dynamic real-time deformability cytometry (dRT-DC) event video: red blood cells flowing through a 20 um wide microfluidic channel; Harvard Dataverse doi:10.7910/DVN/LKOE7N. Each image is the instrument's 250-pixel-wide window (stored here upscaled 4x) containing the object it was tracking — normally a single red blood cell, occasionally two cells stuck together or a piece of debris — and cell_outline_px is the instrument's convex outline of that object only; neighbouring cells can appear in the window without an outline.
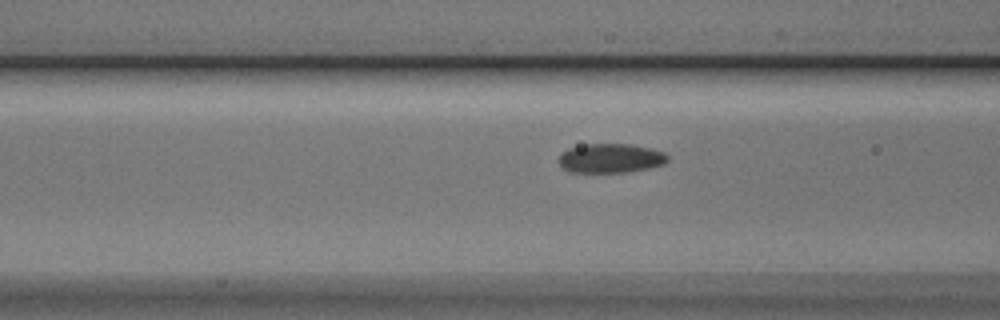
{"species": "Egyptian fruit bat (a non-hibernating species)", "species_latin": "Rousettus aegyptiacus", "temperature_condition": "cold", "stored_images_in_passage": 37, "camera_frame_rate_fps": 3000, "um_per_image_px": 0.085, "animal": {"sex": "male"}, "frame": {"image": 1, "passage_image": 4, "time_ms": 1.0, "image_size_px": [1000, 320], "cell_outline_px": [[668, 160], [664, 164], [648, 168], [624, 172], [568, 172], [560, 168], [556, 160], [560, 152], [568, 148], [584, 144], [632, 144], [652, 148], [664, 152], [668, 156]], "centroid_in_image_um": [51.83, 13.44], "position_along_channel_um": 114.8, "area_um2": 18.96}}
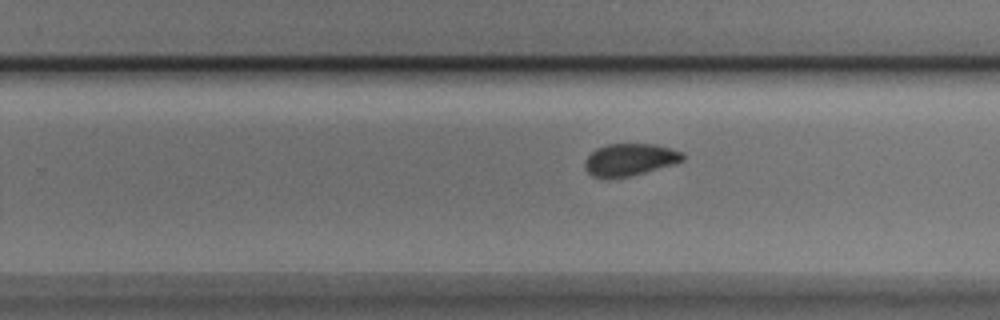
{"frame": {"image": 2, "passage_image": 17, "time_ms": 5.333, "image_size_px": [1000, 320], "cell_outline_px": [[684, 160], [672, 164], [632, 176], [604, 180], [592, 176], [584, 168], [584, 160], [596, 148], [608, 144], [652, 144], [668, 148], [680, 152], [684, 156]], "centroid_in_image_um": [53.45, 13.6], "position_along_channel_um": 276.4, "area_um2": 18.44}}
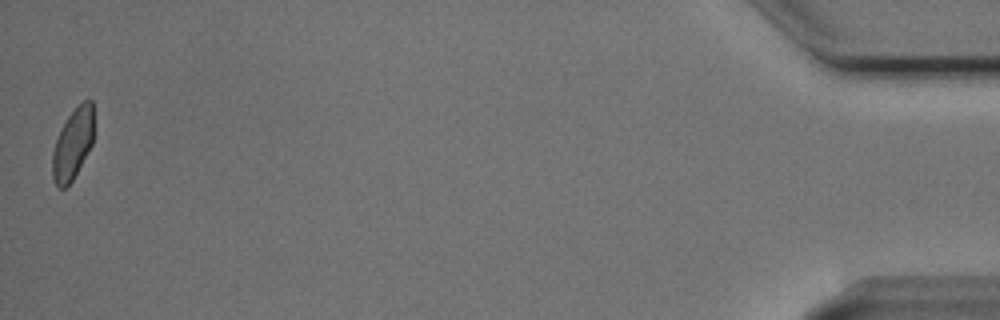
{"frame": {"image": 3, "passage_image": 37, "time_ms": 12.0, "image_size_px": [1000, 320], "cell_outline_px": [[92, 144], [72, 180], [64, 188], [60, 188], [52, 180], [52, 152], [56, 140], [68, 116], [84, 100], [92, 100]], "centroid_in_image_um": [6.16, 12.27], "position_along_channel_um": 429.0, "area_um2": 16.53}}